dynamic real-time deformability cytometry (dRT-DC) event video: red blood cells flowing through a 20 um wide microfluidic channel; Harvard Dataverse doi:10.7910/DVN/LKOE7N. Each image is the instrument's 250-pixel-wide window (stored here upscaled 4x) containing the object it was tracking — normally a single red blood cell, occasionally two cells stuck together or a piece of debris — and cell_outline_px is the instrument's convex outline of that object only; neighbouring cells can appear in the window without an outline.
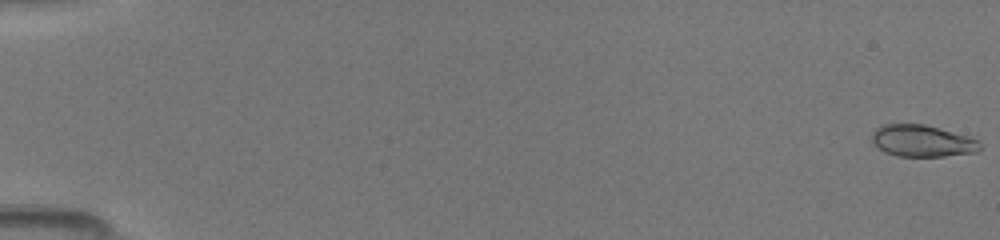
{"species": "common noctule bat (a hibernating species)", "species_latin": "Nyctalus noctula", "temperature_condition": "room temperature", "stored_images_in_passage": 50, "camera_frame_rate_fps": 3000, "um_per_image_px": 0.085, "animal": {"sex": "female", "body_mass_g": 19.5, "forearm_length_mm": 54.1}, "frame": {"image": 1, "passage_image": 1, "time_ms": 0.0, "image_size_px": [1000, 240], "cell_outline_px": [[980, 148], [976, 152], [944, 156], [896, 156], [884, 152], [872, 140], [872, 132], [876, 128], [884, 124], [924, 124], [968, 136], [976, 140], [980, 144]], "centroid_in_image_um": [78.37, 11.97], "position_along_channel_um": 6.6, "area_um2": 19.77}}
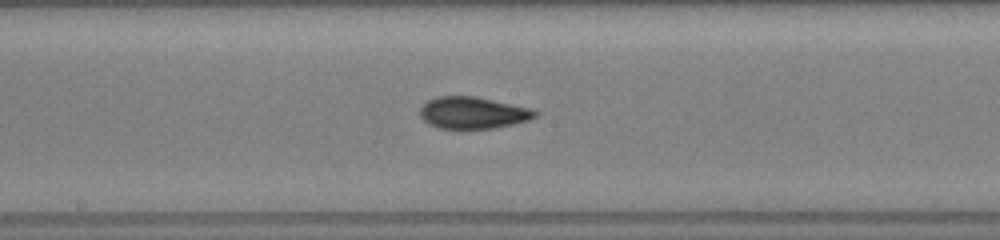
{"frame": {"image": 2, "passage_image": 28, "time_ms": 9.0, "image_size_px": [1000, 240], "cell_outline_px": [[540, 112], [536, 116], [528, 120], [496, 128], [436, 128], [428, 124], [420, 116], [420, 108], [428, 100], [436, 96], [476, 96], [536, 108]], "centroid_in_image_um": [40.24, 9.57], "position_along_channel_um": 208.0, "area_um2": 21.68}}
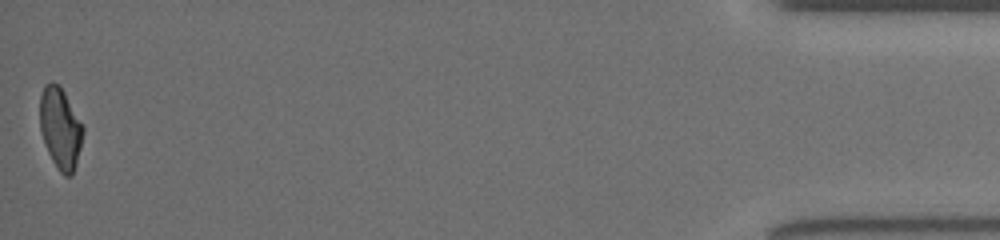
{"frame": {"image": 3, "passage_image": 50, "time_ms": 16.333, "image_size_px": [1000, 240], "cell_outline_px": [[84, 132], [76, 164], [72, 176], [64, 176], [60, 172], [52, 160], [48, 152], [40, 132], [40, 96], [44, 84], [52, 80], [60, 84], [84, 128]], "centroid_in_image_um": [5.11, 10.87], "position_along_channel_um": 430.1, "area_um2": 20.52}}